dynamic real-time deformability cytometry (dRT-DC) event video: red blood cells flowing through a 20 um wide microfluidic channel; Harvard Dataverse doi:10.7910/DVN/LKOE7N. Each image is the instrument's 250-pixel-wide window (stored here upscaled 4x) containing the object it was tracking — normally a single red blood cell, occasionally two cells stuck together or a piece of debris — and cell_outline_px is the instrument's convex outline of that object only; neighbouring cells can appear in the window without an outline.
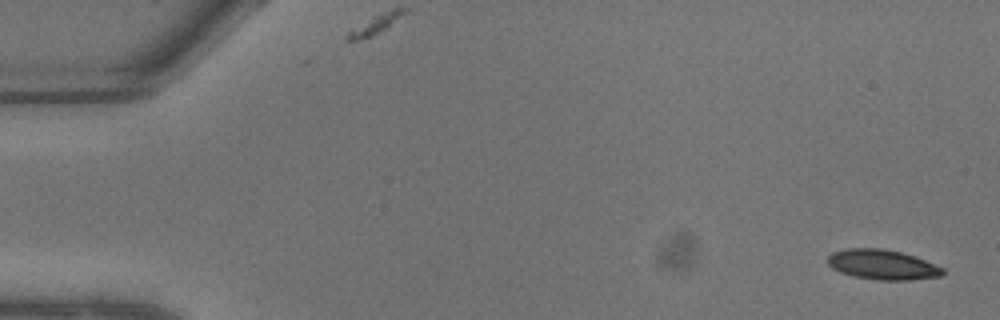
{"species": "common noctule bat (a hibernating species)", "species_latin": "Nyctalus noctula", "temperature_condition": "warm", "stored_images_in_passage": 7, "camera_frame_rate_fps": 3000, "um_per_image_px": 0.085, "animal": {"sex": "male", "body_mass_g": 13.3}, "frame": {"image": 1, "passage_image": 1, "time_ms": 0.0, "image_size_px": [1000, 320], "cell_outline_px": [[944, 272], [940, 276], [908, 280], [876, 280], [852, 276], [840, 272], [832, 268], [828, 264], [828, 256], [832, 252], [844, 248], [884, 248], [900, 252], [924, 260], [944, 268]], "centroid_in_image_um": [74.96, 22.49], "position_along_channel_um": 10.0, "area_um2": 20.06}}
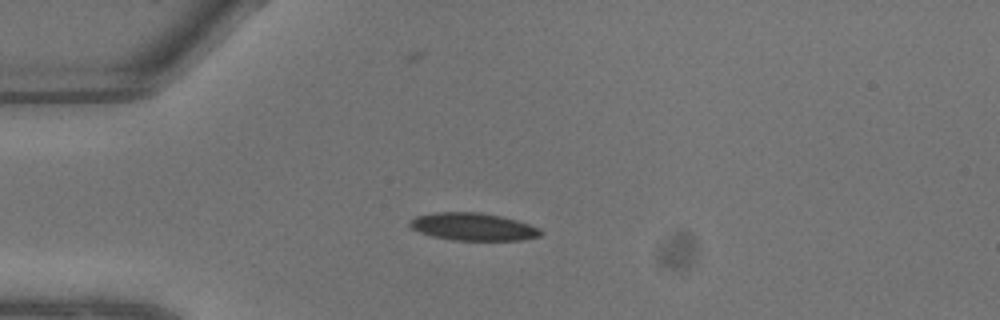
{"frame": {"image": 2, "passage_image": 6, "time_ms": 1.667, "image_size_px": [1000, 320], "cell_outline_px": [[544, 232], [540, 236], [524, 240], [452, 240], [432, 236], [420, 232], [412, 228], [408, 224], [408, 220], [416, 216], [432, 212], [480, 212], [500, 216], [516, 220], [540, 228]], "centroid_in_image_um": [40.2, 19.27], "position_along_channel_um": 44.8, "area_um2": 21.15}}